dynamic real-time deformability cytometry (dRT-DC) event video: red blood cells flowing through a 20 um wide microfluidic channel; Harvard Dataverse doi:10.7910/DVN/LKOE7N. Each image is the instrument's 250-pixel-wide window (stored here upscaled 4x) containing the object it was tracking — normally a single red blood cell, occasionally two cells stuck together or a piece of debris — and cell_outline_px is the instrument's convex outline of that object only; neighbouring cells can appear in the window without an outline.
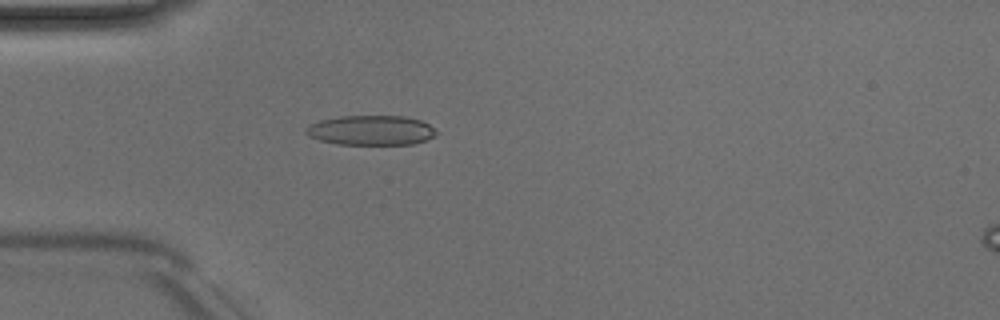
{"species": "Egyptian fruit bat (a non-hibernating species)", "species_latin": "Rousettus aegyptiacus", "temperature_condition": "room temperature", "stored_images_in_passage": 5, "camera_frame_rate_fps": 3000, "um_per_image_px": 0.085, "animal": {"sex": "male"}, "frame": {"image": 1, "passage_image": 5, "time_ms": 4.667, "image_size_px": [1000, 320], "cell_outline_px": [[440, 132], [436, 136], [412, 144], [336, 144], [320, 140], [308, 136], [304, 132], [304, 128], [308, 124], [320, 120], [340, 116], [404, 116], [420, 120], [428, 124]], "centroid_in_image_um": [31.52, 11.07], "position_along_channel_um": 53.5, "area_um2": 22.77}}